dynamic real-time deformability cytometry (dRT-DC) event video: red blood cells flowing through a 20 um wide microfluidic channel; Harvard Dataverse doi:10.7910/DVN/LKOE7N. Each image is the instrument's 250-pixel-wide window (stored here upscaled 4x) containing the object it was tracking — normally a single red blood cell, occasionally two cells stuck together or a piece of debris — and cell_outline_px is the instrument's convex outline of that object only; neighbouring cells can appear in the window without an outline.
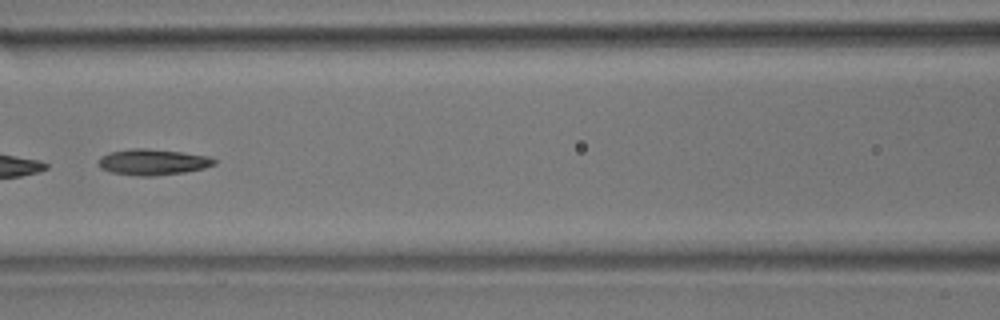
{"species": "common noctule bat (a hibernating species)", "species_latin": "Nyctalus noctula", "temperature_condition": "room temperature", "stored_images_in_passage": 9, "camera_frame_rate_fps": 3000, "um_per_image_px": 0.085, "animal": {"sex": "male", "body_mass_g": 17.9}, "frame": {"image": 1, "passage_image": 6, "time_ms": 1.667, "image_size_px": [1000, 320], "cell_outline_px": [[216, 164], [204, 168], [184, 172], [156, 176], [140, 176], [112, 172], [100, 168], [96, 164], [100, 156], [108, 152], [132, 148], [144, 148], [180, 152], [208, 156], [216, 160]], "centroid_in_image_um": [12.94, 13.77], "position_along_channel_um": 153.7, "area_um2": 17.57}}
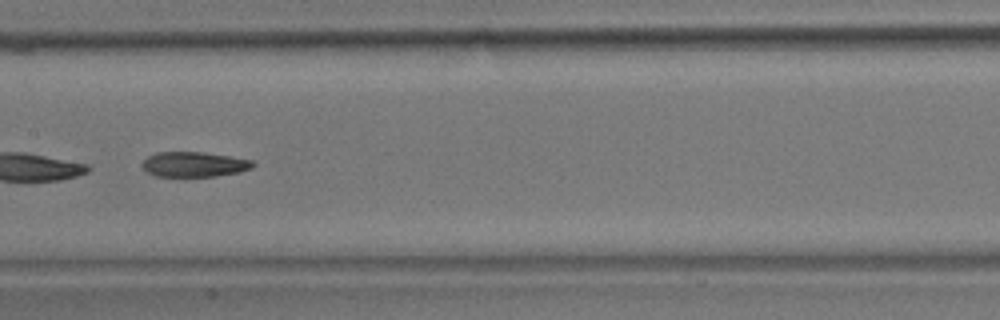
{"frame": {"image": 2, "passage_image": 7, "time_ms": 2.0, "image_size_px": [1000, 320], "cell_outline_px": [[256, 164], [252, 168], [240, 172], [216, 176], [156, 176], [148, 172], [140, 164], [148, 156], [156, 152], [200, 152], [228, 156], [252, 160]], "centroid_in_image_um": [16.5, 13.97], "position_along_channel_um": 190.9, "area_um2": 16.07}}